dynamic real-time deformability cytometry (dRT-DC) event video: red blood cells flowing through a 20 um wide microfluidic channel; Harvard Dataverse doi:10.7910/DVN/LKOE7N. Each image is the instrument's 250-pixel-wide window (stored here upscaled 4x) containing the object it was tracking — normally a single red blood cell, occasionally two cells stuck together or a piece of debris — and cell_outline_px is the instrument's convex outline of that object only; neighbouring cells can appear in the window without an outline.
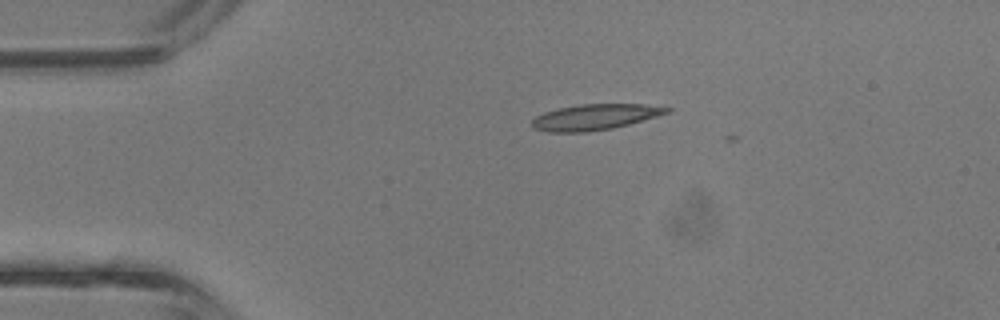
{"species": "common noctule bat (a hibernating species)", "species_latin": "Nyctalus noctula", "temperature_condition": "room temperature", "stored_images_in_passage": 3, "camera_frame_rate_fps": 3000, "um_per_image_px": 0.085, "animal": {"sex": "male", "body_mass_g": 13.3}, "frame": {"image": 1, "passage_image": 2, "time_ms": 0.333, "image_size_px": [1000, 320], "cell_outline_px": [[672, 108], [668, 112], [656, 116], [628, 124], [612, 128], [588, 132], [548, 132], [532, 128], [532, 120], [536, 116], [544, 112], [560, 108], [580, 104], [644, 104]], "centroid_in_image_um": [50.52, 9.95], "position_along_channel_um": 34.5, "area_um2": 20.06}}